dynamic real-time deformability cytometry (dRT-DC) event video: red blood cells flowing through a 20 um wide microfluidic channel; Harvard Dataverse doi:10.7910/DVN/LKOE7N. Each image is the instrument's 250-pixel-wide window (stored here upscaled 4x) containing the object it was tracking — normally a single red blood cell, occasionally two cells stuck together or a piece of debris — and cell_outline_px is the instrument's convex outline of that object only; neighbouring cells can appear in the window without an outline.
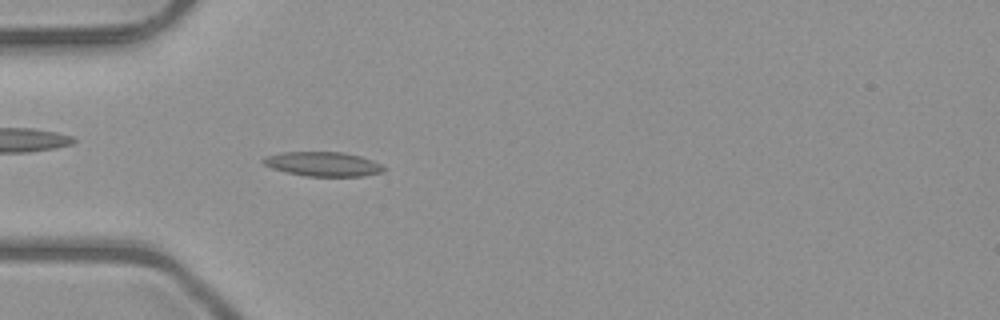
{"species": "common noctule bat (a hibernating species)", "species_latin": "Nyctalus noctula", "temperature_condition": "room temperature", "stored_images_in_passage": 43, "camera_frame_rate_fps": 3000, "um_per_image_px": 0.085, "animal": {"sex": "male", "body_mass_g": 23.1, "forearm_length_mm": 52.7}, "frame": {"image": 1, "passage_image": 7, "time_ms": 2.0, "image_size_px": [1000, 320], "cell_outline_px": [[388, 168], [384, 172], [364, 176], [304, 176], [272, 168], [264, 164], [260, 160], [264, 156], [284, 152], [344, 152], [360, 156], [372, 160]], "centroid_in_image_um": [27.48, 13.94], "position_along_channel_um": 57.5, "area_um2": 17.22}}
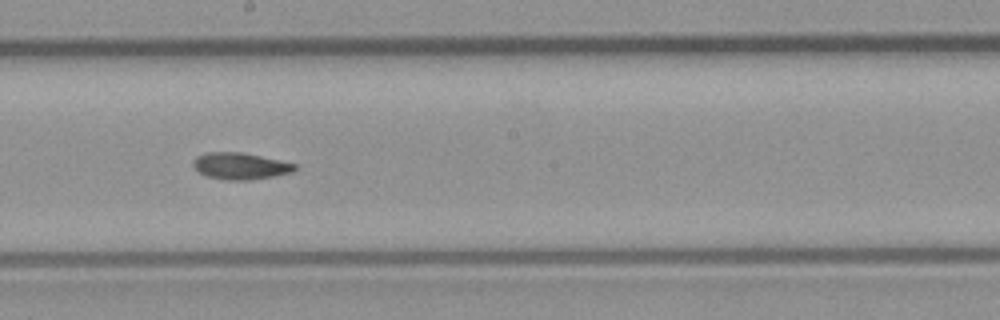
{"frame": {"image": 2, "passage_image": 20, "time_ms": 6.333, "image_size_px": [1000, 320], "cell_outline_px": [[300, 168], [292, 172], [272, 176], [248, 180], [228, 180], [208, 176], [200, 172], [192, 164], [196, 156], [208, 152], [240, 152], [280, 160], [296, 164]], "centroid_in_image_um": [20.46, 14.1], "position_along_channel_um": 227.7, "area_um2": 15.61}}
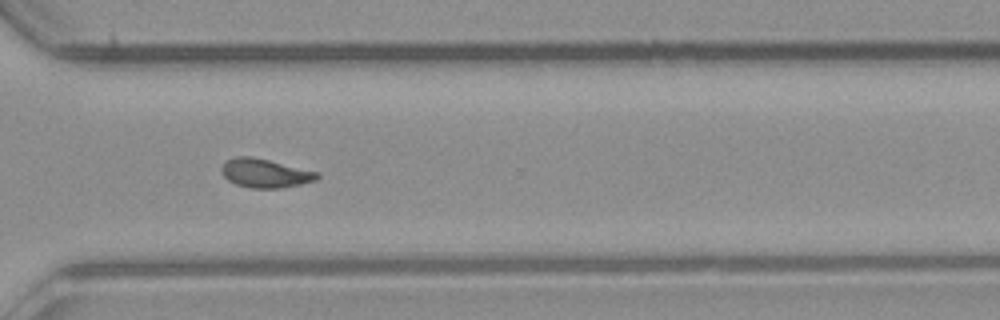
{"frame": {"image": 3, "passage_image": 29, "time_ms": 9.333, "image_size_px": [1000, 320], "cell_outline_px": [[320, 176], [316, 180], [300, 184], [280, 188], [252, 188], [236, 184], [228, 180], [220, 172], [220, 168], [228, 160], [236, 156], [252, 156], [320, 172]], "centroid_in_image_um": [22.54, 14.72], "position_along_channel_um": 348.1, "area_um2": 16.07}, "authors_computed_cell_mechanics": {"area_um2": 15.6638, "velocity_mm_per_s": 4.0292, "shape_relaxation_time_tau1_ms": null, "shape_relaxation_time_tau2_ms": 4.67, "deformation_change_tau1": null, "deformation_change_tau2": 0.0905}}